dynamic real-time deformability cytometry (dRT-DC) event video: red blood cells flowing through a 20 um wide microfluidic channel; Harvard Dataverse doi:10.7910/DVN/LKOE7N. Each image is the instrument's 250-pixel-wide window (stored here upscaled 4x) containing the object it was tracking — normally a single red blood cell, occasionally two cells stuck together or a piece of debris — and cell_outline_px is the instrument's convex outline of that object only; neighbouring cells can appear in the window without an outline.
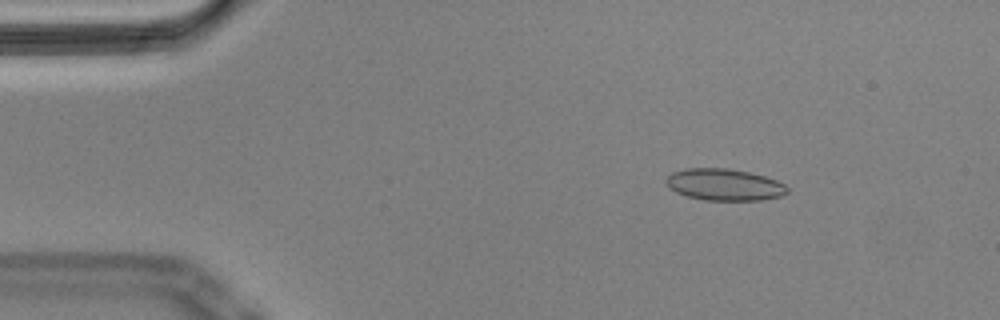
{"species": "Egyptian fruit bat (a non-hibernating species)", "species_latin": "Rousettus aegyptiacus", "temperature_condition": "cold", "stored_images_in_passage": 56, "camera_frame_rate_fps": 3000, "um_per_image_px": 0.085, "animal": {"sex": "male"}, "frame": {"image": 1, "passage_image": 8, "time_ms": 2.333, "image_size_px": [1000, 320], "cell_outline_px": [[788, 192], [780, 196], [760, 200], [704, 200], [688, 196], [676, 192], [668, 188], [664, 180], [672, 172], [688, 168], [728, 168], [748, 172], [764, 176], [776, 180], [784, 184], [788, 188]], "centroid_in_image_um": [61.54, 15.69], "position_along_channel_um": 23.5, "area_um2": 22.37}}
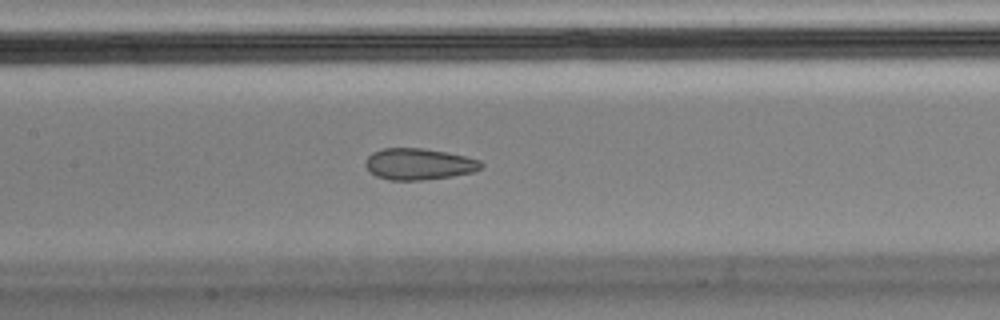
{"frame": {"image": 2, "passage_image": 26, "time_ms": 8.333, "image_size_px": [1000, 320], "cell_outline_px": [[484, 168], [472, 172], [452, 176], [424, 180], [388, 180], [376, 176], [364, 164], [368, 156], [372, 152], [384, 148], [424, 148], [464, 156], [480, 160], [484, 164]], "centroid_in_image_um": [35.62, 13.95], "position_along_channel_um": 171.8, "area_um2": 21.15}}
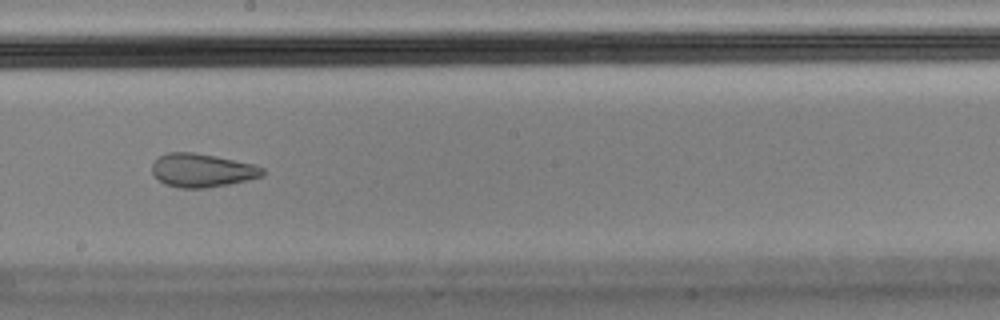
{"frame": {"image": 3, "passage_image": 31, "time_ms": 10.0, "image_size_px": [1000, 320], "cell_outline_px": [[264, 176], [228, 184], [204, 188], [180, 188], [164, 184], [152, 172], [152, 164], [160, 156], [168, 152], [192, 152], [216, 156], [252, 164], [264, 168]], "centroid_in_image_um": [17.17, 14.48], "position_along_channel_um": 231.0, "area_um2": 21.39}, "authors_computed_cell_mechanics": {"area_um2": 22.4264, "velocity_mm_per_s": 3.5686, "shape_relaxation_time_tau1_ms": null, "shape_relaxation_time_tau2_ms": 1.4586, "deformation_change_tau1": null, "deformation_change_tau2": 0.0642}}